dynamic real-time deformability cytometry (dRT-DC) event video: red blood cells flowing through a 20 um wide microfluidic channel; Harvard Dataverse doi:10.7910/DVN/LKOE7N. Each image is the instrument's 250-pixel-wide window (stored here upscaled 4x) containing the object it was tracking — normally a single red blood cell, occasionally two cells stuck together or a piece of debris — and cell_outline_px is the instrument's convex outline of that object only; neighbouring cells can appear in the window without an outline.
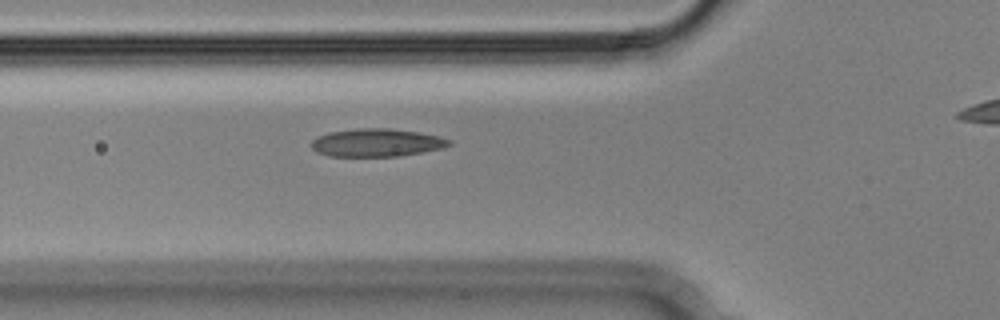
{"species": "Egyptian fruit bat (a non-hibernating species)", "species_latin": "Rousettus aegyptiacus", "temperature_condition": "cold", "stored_images_in_passage": 6, "camera_frame_rate_fps": 3000, "um_per_image_px": 0.085, "animal": {"sex": "male"}, "frame": {"image": 1, "passage_image": 5, "time_ms": 1.333, "image_size_px": [1000, 320], "cell_outline_px": [[452, 144], [444, 148], [424, 152], [400, 156], [328, 156], [316, 152], [312, 148], [312, 140], [328, 132], [360, 128], [388, 128], [420, 132], [440, 136], [452, 140]], "centroid_in_image_um": [32.07, 12.13], "position_along_channel_um": 93.7, "area_um2": 22.6}}